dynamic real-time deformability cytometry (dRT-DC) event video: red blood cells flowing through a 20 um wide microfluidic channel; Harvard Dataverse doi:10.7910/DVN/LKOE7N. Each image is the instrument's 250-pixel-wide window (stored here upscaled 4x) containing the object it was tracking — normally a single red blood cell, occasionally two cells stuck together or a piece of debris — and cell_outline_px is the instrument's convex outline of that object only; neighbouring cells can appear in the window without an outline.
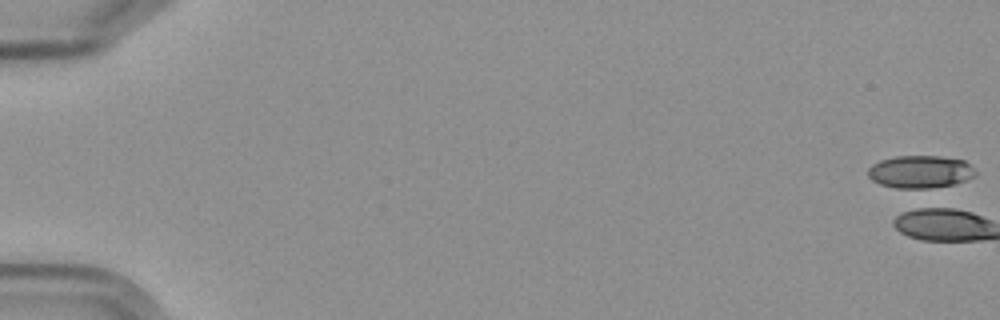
{"species": "Egyptian fruit bat (a non-hibernating species)", "species_latin": "Rousettus aegyptiacus", "temperature_condition": "cold", "stored_images_in_passage": 5, "camera_frame_rate_fps": 3000, "um_per_image_px": 0.085, "frame": {"image": 1, "passage_image": 1, "time_ms": 0.0, "image_size_px": [1000, 320], "cell_outline_px": [[976, 176], [968, 180], [920, 192], [916, 192], [896, 188], [880, 184], [872, 180], [868, 176], [868, 168], [872, 164], [880, 160], [896, 156], [940, 156], [964, 160], [976, 172]], "centroid_in_image_um": [78.21, 14.65], "position_along_channel_um": 6.8, "area_um2": 21.15}}